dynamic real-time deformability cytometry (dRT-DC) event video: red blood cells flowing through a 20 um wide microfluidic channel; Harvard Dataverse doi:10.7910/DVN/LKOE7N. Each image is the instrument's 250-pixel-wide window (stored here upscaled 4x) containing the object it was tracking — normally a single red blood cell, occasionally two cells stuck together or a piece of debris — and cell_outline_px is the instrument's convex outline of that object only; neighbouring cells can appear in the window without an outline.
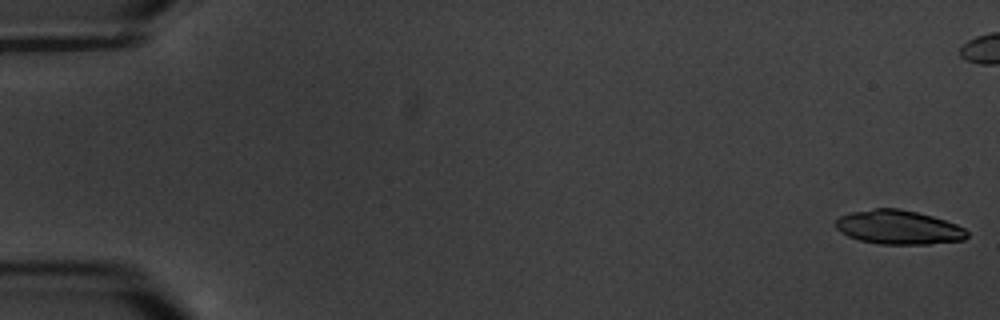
{"species": "common noctule bat (a hibernating species)", "species_latin": "Nyctalus noctula", "temperature_condition": "warm", "stored_images_in_passage": 7, "camera_frame_rate_fps": 3000, "um_per_image_px": 0.085, "animal": {"sex": "male", "body_mass_g": 20.1, "forearm_length_mm": 53.5}, "frame": {"image": 1, "passage_image": 1, "time_ms": 0.0, "image_size_px": [1000, 320], "cell_outline_px": [[968, 236], [964, 240], [928, 244], [880, 244], [860, 240], [848, 236], [840, 232], [836, 228], [836, 220], [840, 216], [852, 212], [876, 208], [900, 208], [932, 216], [956, 224], [964, 228], [968, 232]], "centroid_in_image_um": [76.38, 19.32], "position_along_channel_um": 8.6, "area_um2": 26.01}}